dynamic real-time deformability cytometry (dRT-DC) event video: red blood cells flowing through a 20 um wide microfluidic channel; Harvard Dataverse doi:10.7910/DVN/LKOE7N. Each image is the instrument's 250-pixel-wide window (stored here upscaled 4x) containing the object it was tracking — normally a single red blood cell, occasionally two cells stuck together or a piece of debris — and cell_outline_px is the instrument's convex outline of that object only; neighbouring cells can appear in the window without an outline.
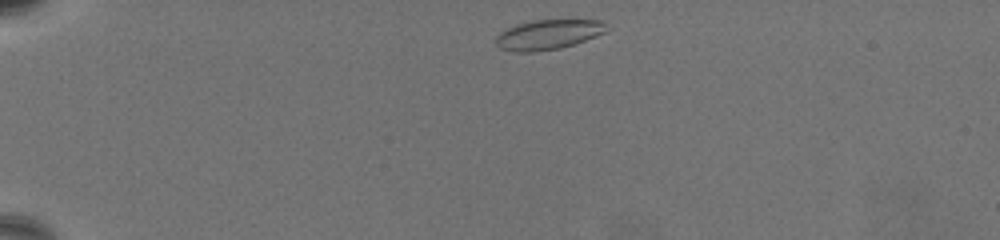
{"species": "common noctule bat (a hibernating species)", "species_latin": "Nyctalus noctula", "temperature_condition": "warm", "stored_images_in_passage": 51, "camera_frame_rate_fps": 3000, "um_per_image_px": 0.085, "animal": {"sex": "female", "body_mass_g": 19.5, "forearm_length_mm": 54.1}, "frame": {"image": 1, "passage_image": 1, "time_ms": 0.0, "image_size_px": [1000, 240], "cell_outline_px": [[604, 32], [596, 36], [560, 48], [536, 52], [516, 52], [500, 48], [496, 44], [496, 36], [504, 28], [516, 24], [532, 20], [600, 20], [604, 24]], "centroid_in_image_um": [46.5, 2.94], "position_along_channel_um": 38.5, "area_um2": 19.07}}
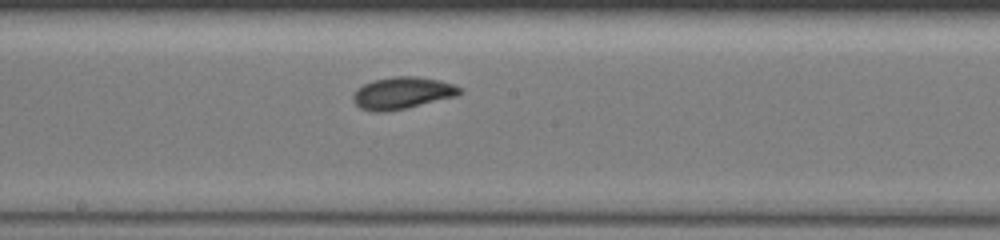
{"frame": {"image": 2, "passage_image": 24, "time_ms": 7.667, "image_size_px": [1000, 240], "cell_outline_px": [[464, 92], [456, 96], [404, 108], [380, 112], [376, 112], [360, 108], [352, 100], [352, 96], [356, 88], [372, 80], [392, 76], [416, 76], [440, 80], [456, 84], [464, 88]], "centroid_in_image_um": [34.21, 7.88], "position_along_channel_um": 214.0, "area_um2": 20.0}}
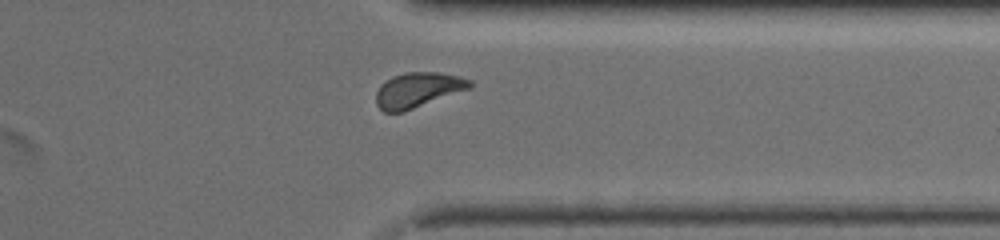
{"frame": {"image": 3, "passage_image": 39, "time_ms": 12.667, "image_size_px": [1000, 240], "cell_outline_px": [[472, 84], [468, 88], [404, 112], [384, 112], [376, 104], [376, 92], [380, 84], [392, 76], [404, 72], [436, 72], [460, 76], [472, 80]], "centroid_in_image_um": [35.47, 7.64], "position_along_channel_um": 375.9, "area_um2": 19.02}, "authors_computed_cell_mechanics": {"area_um2": 18.9584, "velocity_mm_per_s": 3.2392, "shape_relaxation_time_tau1_ms": 7.2483, "shape_relaxation_time_tau2_ms": 4.2811, "deformation_change_tau1": 0.1725, "deformation_change_tau2": 0.0978}}